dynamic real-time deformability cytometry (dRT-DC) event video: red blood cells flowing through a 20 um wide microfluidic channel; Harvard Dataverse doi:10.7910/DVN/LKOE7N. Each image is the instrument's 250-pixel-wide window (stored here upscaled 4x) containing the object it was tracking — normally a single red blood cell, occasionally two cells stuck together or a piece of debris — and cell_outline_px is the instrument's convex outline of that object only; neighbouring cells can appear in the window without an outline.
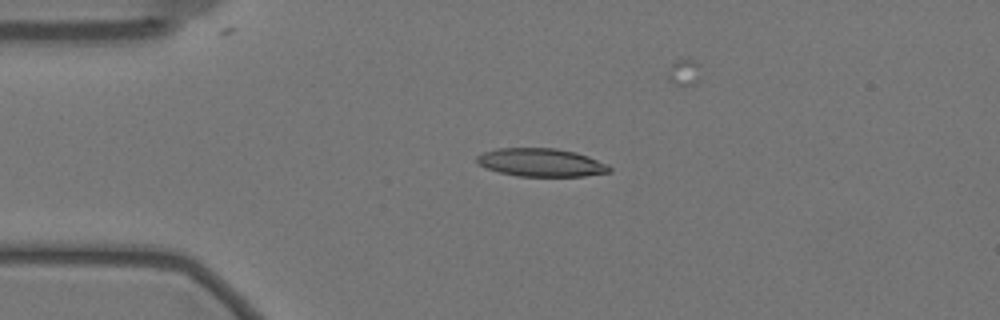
{"species": "Egyptian fruit bat (a non-hibernating species)", "species_latin": "Rousettus aegyptiacus", "temperature_condition": "warm", "stored_images_in_passage": 18, "camera_frame_rate_fps": 3000, "um_per_image_px": 0.085, "animal": {"sex": "female"}, "frame": {"image": 1, "passage_image": 12, "time_ms": 3.667, "image_size_px": [1000, 320], "cell_outline_px": [[612, 172], [584, 176], [516, 176], [500, 172], [488, 168], [480, 164], [476, 160], [476, 156], [484, 152], [496, 148], [556, 148], [576, 152], [588, 156], [608, 164], [612, 168]], "centroid_in_image_um": [46.04, 13.81], "position_along_channel_um": 39.0, "area_um2": 21.79}}
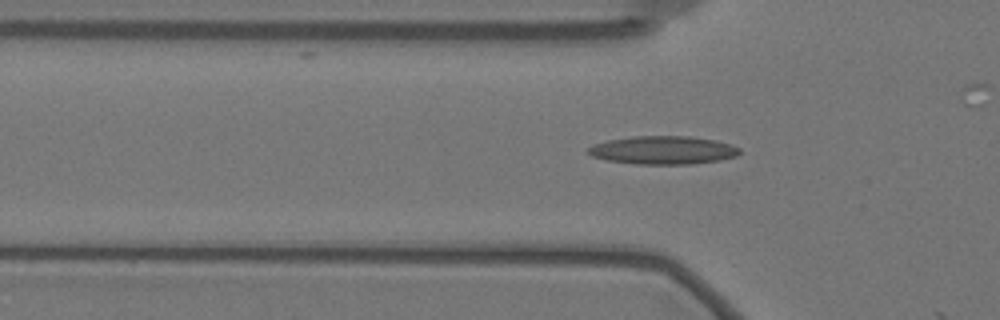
{"frame": {"image": 2, "passage_image": 17, "time_ms": 5.333, "image_size_px": [1000, 320], "cell_outline_px": [[740, 152], [736, 156], [720, 160], [692, 164], [636, 164], [604, 160], [592, 156], [588, 152], [588, 148], [592, 144], [608, 140], [632, 136], [688, 136], [716, 140], [740, 148]], "centroid_in_image_um": [56.33, 12.76], "position_along_channel_um": 69.5, "area_um2": 24.97}}